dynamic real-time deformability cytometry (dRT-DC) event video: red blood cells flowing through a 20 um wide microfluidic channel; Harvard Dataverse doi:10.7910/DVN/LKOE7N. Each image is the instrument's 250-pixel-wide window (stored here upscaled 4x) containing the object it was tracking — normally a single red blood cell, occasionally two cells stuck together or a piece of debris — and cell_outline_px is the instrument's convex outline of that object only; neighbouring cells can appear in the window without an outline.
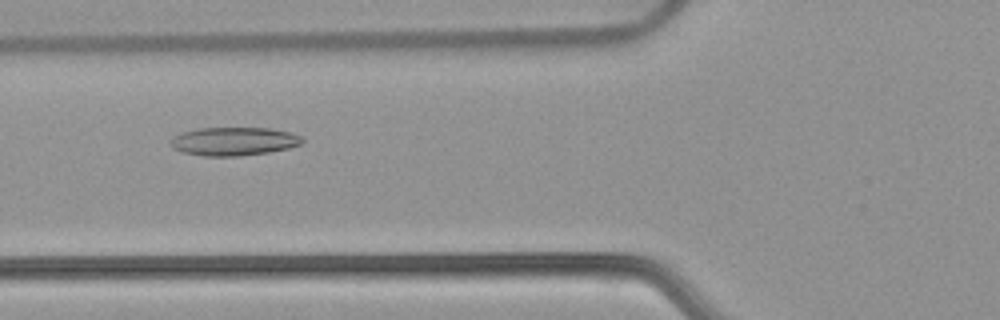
{"species": "common noctule bat (a hibernating species)", "species_latin": "Nyctalus noctula", "temperature_condition": "warm", "stored_images_in_passage": 54, "camera_frame_rate_fps": 3000, "um_per_image_px": 0.085, "animal": {"sex": "female", "body_mass_g": 22.7, "forearm_length_mm": 54.2}, "frame": {"image": 1, "passage_image": 21, "time_ms": 6.667, "image_size_px": [1000, 320], "cell_outline_px": [[304, 140], [300, 144], [288, 148], [268, 152], [240, 156], [204, 156], [184, 152], [172, 148], [172, 140], [180, 132], [196, 128], [268, 128], [292, 132], [304, 136]], "centroid_in_image_um": [19.92, 12.0], "position_along_channel_um": 105.9, "area_um2": 21.79}}
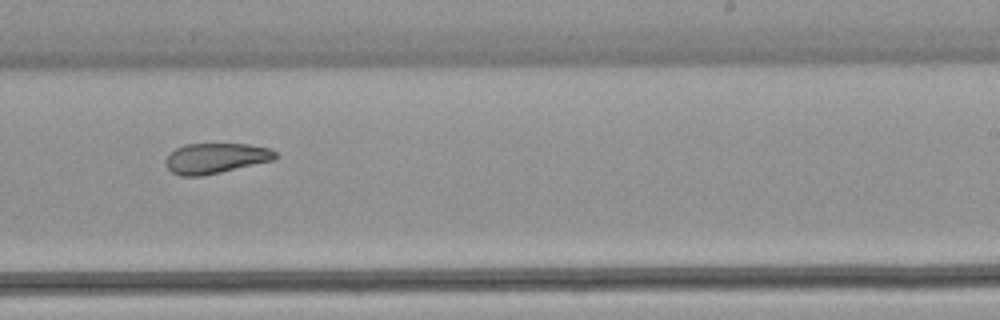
{"frame": {"image": 2, "passage_image": 34, "time_ms": 11.0, "image_size_px": [1000, 320], "cell_outline_px": [[276, 160], [204, 176], [180, 176], [172, 172], [168, 168], [164, 160], [176, 148], [184, 144], [248, 144], [268, 148], [276, 152]], "centroid_in_image_um": [18.34, 13.46], "position_along_channel_um": 270.7, "area_um2": 19.48}}
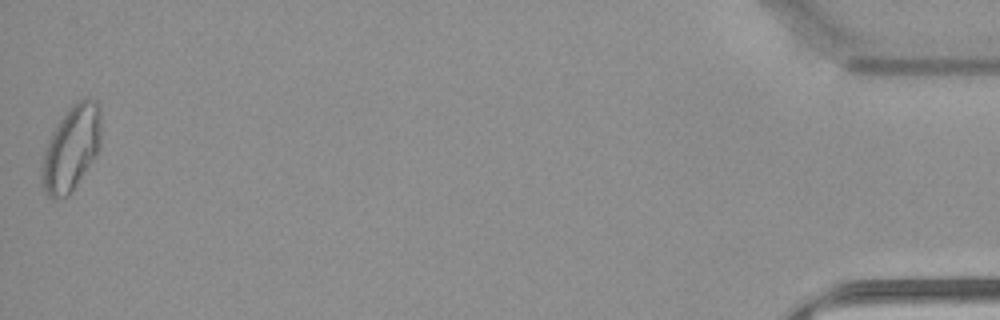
{"frame": {"image": 3, "passage_image": 54, "time_ms": 17.667, "image_size_px": [1000, 320], "cell_outline_px": [[100, 148], [68, 196], [52, 200], [44, 192], [40, 184], [40, 172], [44, 148], [52, 132], [68, 108], [72, 104], [84, 96], [88, 96], [96, 100], [100, 104]], "centroid_in_image_um": [6.03, 12.59], "position_along_channel_um": 429.2, "area_um2": 29.71}, "authors_computed_cell_mechanics": {"area_um2": 23.7558, "velocity_mm_per_s": 3.8042, "shape_relaxation_time_tau1_ms": null, "shape_relaxation_time_tau2_ms": 4.4565, "deformation_change_tau1": null, "deformation_change_tau2": 0.0827}}